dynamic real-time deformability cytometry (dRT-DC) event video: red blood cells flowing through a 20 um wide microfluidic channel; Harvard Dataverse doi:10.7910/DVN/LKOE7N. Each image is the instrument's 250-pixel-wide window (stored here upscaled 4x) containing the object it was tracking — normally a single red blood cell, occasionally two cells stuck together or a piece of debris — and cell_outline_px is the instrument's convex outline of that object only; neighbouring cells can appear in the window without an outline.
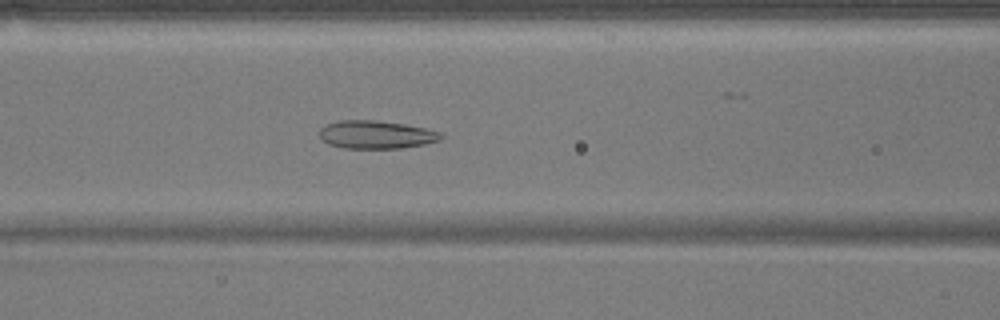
{"species": "common noctule bat (a hibernating species)", "species_latin": "Nyctalus noctula", "temperature_condition": "warm", "stored_images_in_passage": 47, "camera_frame_rate_fps": 3000, "um_per_image_px": 0.085, "animal": {"sex": "male", "body_mass_g": 17.9}, "frame": {"image": 1, "passage_image": 16, "time_ms": 5.0, "image_size_px": [1000, 320], "cell_outline_px": [[444, 136], [440, 140], [424, 144], [400, 148], [344, 148], [328, 144], [320, 136], [320, 128], [328, 124], [340, 120], [376, 120], [404, 124], [424, 128], [440, 132]], "centroid_in_image_um": [31.98, 11.44], "position_along_channel_um": 134.6, "area_um2": 19.71}}
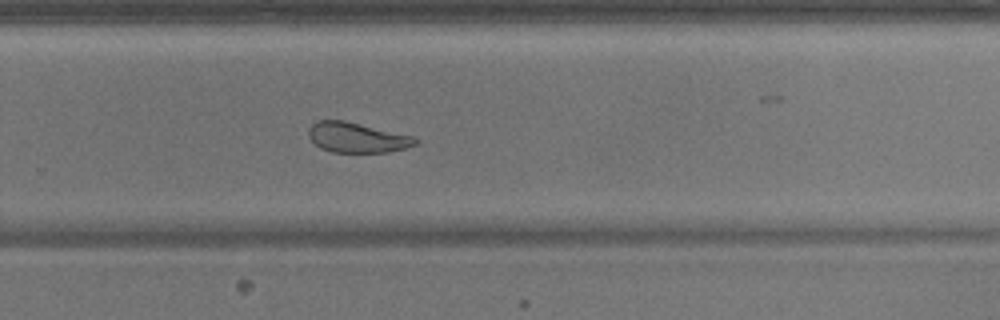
{"frame": {"image": 2, "passage_image": 29, "time_ms": 9.333, "image_size_px": [1000, 320], "cell_outline_px": [[420, 140], [416, 144], [404, 148], [388, 152], [332, 152], [320, 148], [308, 136], [308, 128], [316, 120], [344, 120], [412, 136]], "centroid_in_image_um": [30.31, 11.69], "position_along_channel_um": 299.5, "area_um2": 18.61}}
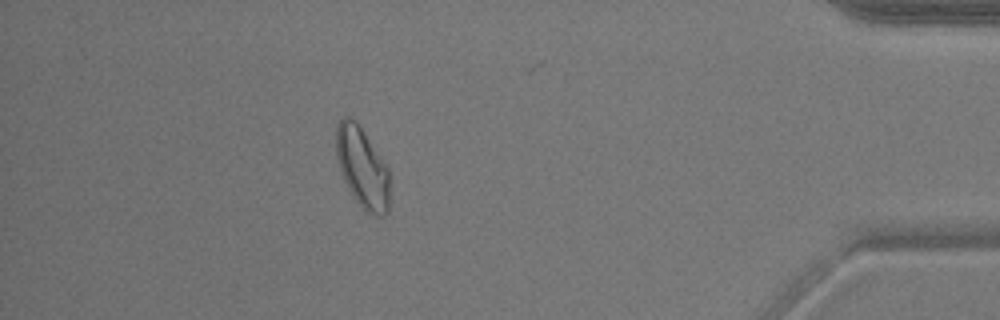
{"frame": {"image": 3, "passage_image": 41, "time_ms": 13.333, "image_size_px": [1000, 320], "cell_outline_px": [[388, 212], [384, 216], [376, 216], [368, 212], [356, 200], [348, 188], [340, 172], [336, 160], [336, 124], [344, 116], [352, 116], [356, 120], [388, 168]], "centroid_in_image_um": [30.76, 14.2], "position_along_channel_um": 404.4, "area_um2": 24.97}, "authors_computed_cell_mechanics": {"area_um2": 22.542, "velocity_mm_per_s": 3.8083, "shape_relaxation_time_tau1_ms": null, "shape_relaxation_time_tau2_ms": 1.8714, "deformation_change_tau1": null, "deformation_change_tau2": 0.0775}}